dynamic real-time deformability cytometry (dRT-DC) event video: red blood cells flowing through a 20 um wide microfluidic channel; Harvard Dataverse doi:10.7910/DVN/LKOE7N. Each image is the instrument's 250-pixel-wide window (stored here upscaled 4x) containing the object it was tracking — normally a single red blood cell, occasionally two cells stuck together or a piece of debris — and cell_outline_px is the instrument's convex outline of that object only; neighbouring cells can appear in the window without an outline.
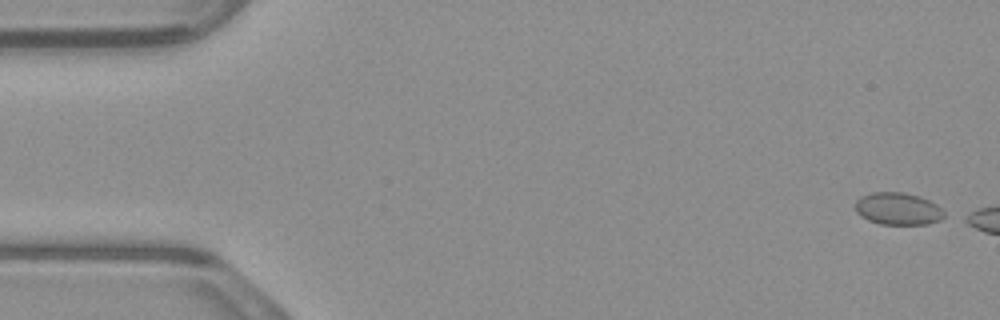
{"species": "common noctule bat (a hibernating species)", "species_latin": "Nyctalus noctula", "temperature_condition": "warm", "stored_images_in_passage": 10, "camera_frame_rate_fps": 3000, "um_per_image_px": 0.085, "animal": {"sex": "male", "body_mass_g": 23.1, "forearm_length_mm": 52.7}, "frame": {"image": 1, "passage_image": 1, "time_ms": 0.0, "image_size_px": [1000, 320], "cell_outline_px": [[944, 216], [940, 220], [928, 224], [880, 224], [868, 220], [860, 216], [856, 212], [856, 200], [860, 196], [872, 192], [904, 192], [920, 196], [936, 204], [944, 212]], "centroid_in_image_um": [76.31, 17.74], "position_along_channel_um": 8.7, "area_um2": 16.76}}